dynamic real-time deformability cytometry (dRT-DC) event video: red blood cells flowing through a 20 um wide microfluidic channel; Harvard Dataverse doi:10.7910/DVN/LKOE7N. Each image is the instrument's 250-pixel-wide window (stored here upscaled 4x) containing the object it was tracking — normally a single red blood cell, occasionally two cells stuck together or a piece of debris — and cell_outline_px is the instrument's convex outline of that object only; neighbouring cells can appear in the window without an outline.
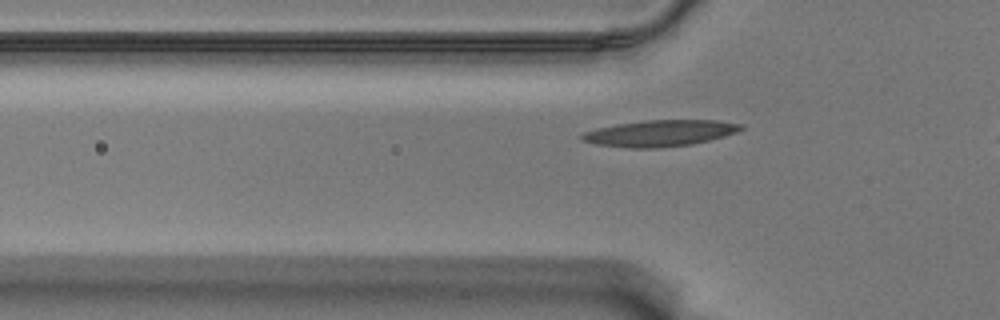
{"species": "Egyptian fruit bat (a non-hibernating species)", "species_latin": "Rousettus aegyptiacus", "temperature_condition": "warm", "stored_images_in_passage": 41, "camera_frame_rate_fps": 3000, "um_per_image_px": 0.085, "animal": {"sex": "male"}, "frame": {"image": 1, "passage_image": 12, "time_ms": 3.667, "image_size_px": [1000, 320], "cell_outline_px": [[744, 128], [736, 132], [724, 136], [692, 144], [660, 148], [624, 148], [596, 144], [580, 140], [580, 136], [584, 132], [596, 128], [616, 124], [648, 120], [716, 120], [744, 124]], "centroid_in_image_um": [56.07, 11.32], "position_along_channel_um": 69.7, "area_um2": 24.51}}
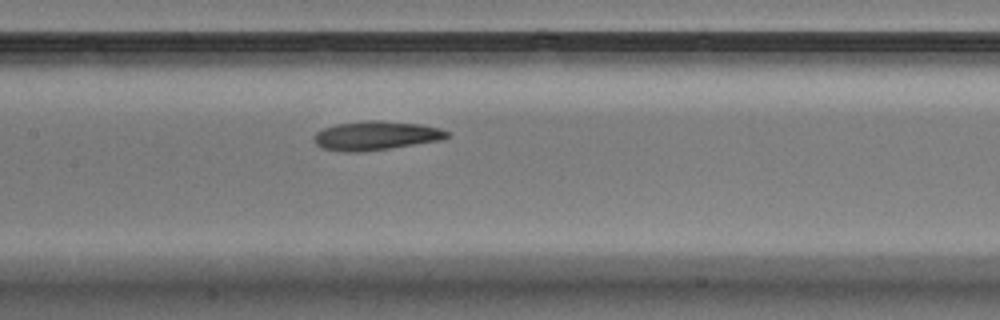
{"frame": {"image": 2, "passage_image": 21, "time_ms": 6.667, "image_size_px": [1000, 320], "cell_outline_px": [[448, 136], [440, 140], [364, 152], [344, 152], [320, 148], [312, 140], [312, 136], [316, 132], [324, 128], [336, 124], [368, 120], [380, 120], [420, 124], [440, 128], [448, 132]], "centroid_in_image_um": [31.88, 11.53], "position_along_channel_um": 175.5, "area_um2": 22.54}}
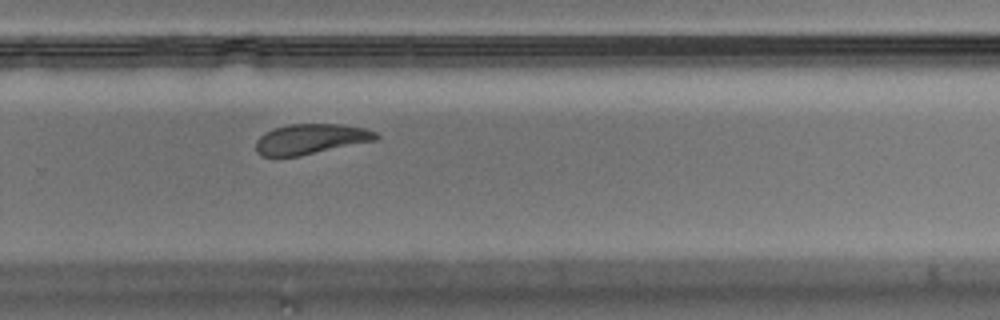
{"frame": {"image": 3, "passage_image": 32, "time_ms": 10.333, "image_size_px": [1000, 320], "cell_outline_px": [[380, 136], [376, 140], [300, 156], [260, 156], [256, 152], [256, 140], [264, 132], [288, 124], [340, 124], [364, 128], [376, 132]], "centroid_in_image_um": [26.4, 11.82], "position_along_channel_um": 303.4, "area_um2": 21.15}}